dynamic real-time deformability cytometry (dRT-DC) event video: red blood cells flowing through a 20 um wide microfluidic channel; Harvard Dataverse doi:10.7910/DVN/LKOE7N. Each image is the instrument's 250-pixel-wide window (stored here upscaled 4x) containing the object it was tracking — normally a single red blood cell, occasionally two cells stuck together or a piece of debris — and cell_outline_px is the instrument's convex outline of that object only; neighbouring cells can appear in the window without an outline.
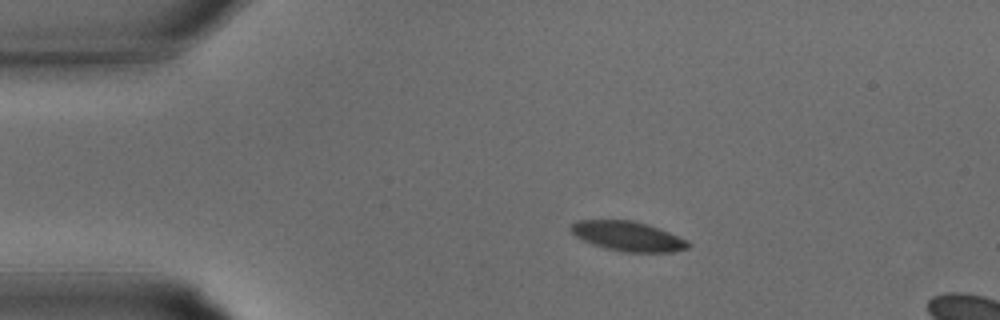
{"species": "common noctule bat (a hibernating species)", "species_latin": "Nyctalus noctula", "temperature_condition": "warm", "stored_images_in_passage": 5, "camera_frame_rate_fps": 3000, "um_per_image_px": 0.085, "animal": {"sex": "male", "body_mass_g": 15.6}, "frame": {"image": 1, "passage_image": 1, "time_ms": 0.0, "image_size_px": [1000, 320], "cell_outline_px": [[692, 244], [688, 248], [672, 252], [628, 252], [608, 248], [592, 244], [576, 236], [568, 228], [576, 220], [632, 220], [648, 224], [688, 240]], "centroid_in_image_um": [53.39, 20.07], "position_along_channel_um": 31.6, "area_um2": 20.17}}